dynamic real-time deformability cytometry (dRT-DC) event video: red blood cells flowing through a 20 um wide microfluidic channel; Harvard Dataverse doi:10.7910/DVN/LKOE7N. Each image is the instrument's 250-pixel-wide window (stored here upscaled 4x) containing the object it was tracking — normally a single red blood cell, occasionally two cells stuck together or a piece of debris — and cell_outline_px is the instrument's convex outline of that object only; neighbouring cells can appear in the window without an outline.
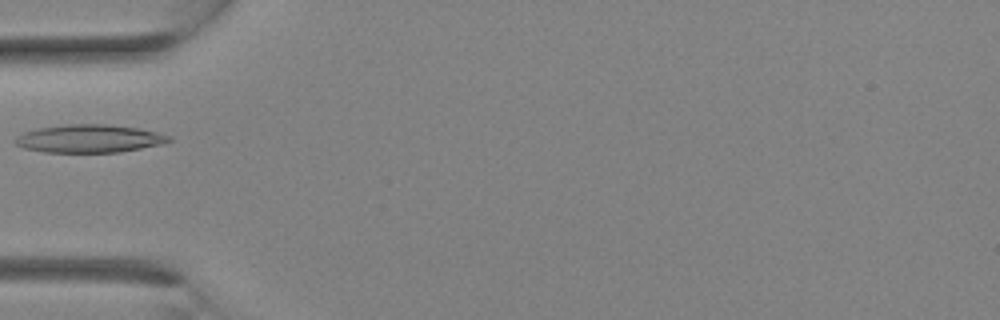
{"species": "Egyptian fruit bat (a non-hibernating species)", "species_latin": "Rousettus aegyptiacus", "temperature_condition": "room temperature", "stored_images_in_passage": 3, "camera_frame_rate_fps": 3000, "um_per_image_px": 0.085, "animal": {"sex": "female"}, "frame": {"image": 1, "passage_image": 2, "time_ms": 0.333, "image_size_px": [1000, 320], "cell_outline_px": [[172, 140], [160, 144], [120, 152], [44, 152], [24, 148], [16, 144], [12, 140], [16, 136], [24, 132], [36, 128], [64, 124], [104, 124], [136, 128], [156, 132], [172, 136]], "centroid_in_image_um": [7.53, 11.78], "position_along_channel_um": 77.5, "area_um2": 25.03}}